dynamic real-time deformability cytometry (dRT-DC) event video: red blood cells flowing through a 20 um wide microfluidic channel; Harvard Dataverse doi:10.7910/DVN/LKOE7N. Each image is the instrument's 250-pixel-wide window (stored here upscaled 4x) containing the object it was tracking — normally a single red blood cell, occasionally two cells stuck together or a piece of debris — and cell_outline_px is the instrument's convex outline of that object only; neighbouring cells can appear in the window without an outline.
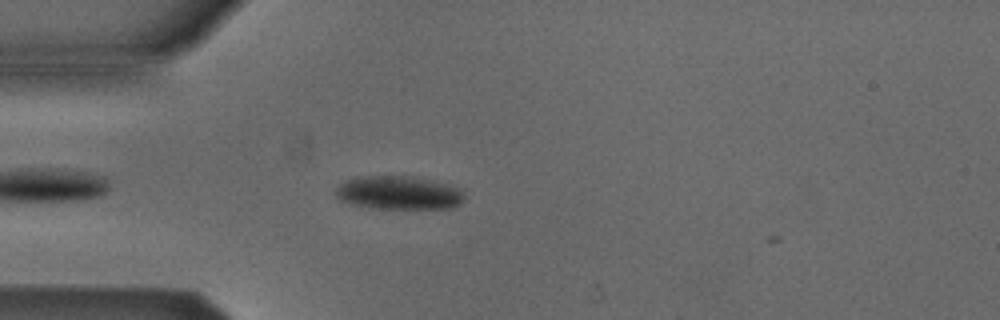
{"species": "Egyptian fruit bat (a non-hibernating species)", "species_latin": "Rousettus aegyptiacus", "temperature_condition": "cold", "stored_images_in_passage": 2, "camera_frame_rate_fps": 3000, "um_per_image_px": 0.085, "animal": {"sex": "male"}, "frame": {"image": 1, "passage_image": 2, "time_ms": 0.333, "image_size_px": [1000, 320], "cell_outline_px": [[464, 200], [460, 204], [452, 208], [376, 208], [352, 204], [340, 200], [336, 196], [336, 188], [344, 180], [356, 176], [412, 176], [448, 184], [464, 188]], "centroid_in_image_um": [33.92, 16.37], "position_along_channel_um": 51.1, "area_um2": 25.32}}